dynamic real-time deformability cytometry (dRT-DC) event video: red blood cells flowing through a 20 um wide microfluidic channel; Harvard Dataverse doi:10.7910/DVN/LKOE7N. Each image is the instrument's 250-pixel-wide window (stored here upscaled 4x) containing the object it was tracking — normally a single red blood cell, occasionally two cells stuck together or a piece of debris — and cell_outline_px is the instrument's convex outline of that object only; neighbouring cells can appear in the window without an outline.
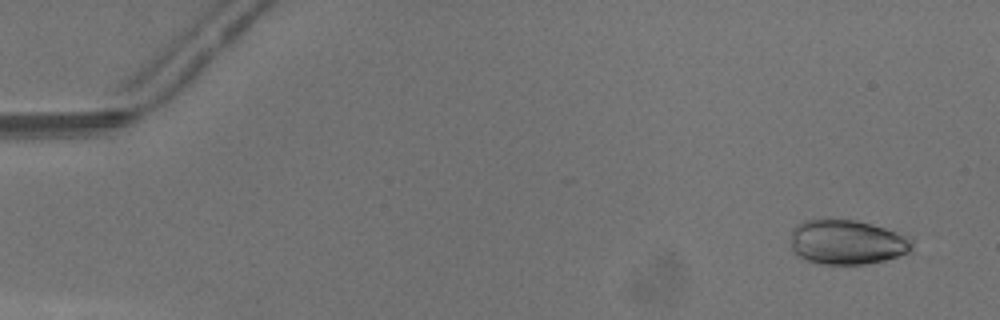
{"species": "common noctule bat (a hibernating species)", "species_latin": "Nyctalus noctula", "temperature_condition": "warm", "stored_images_in_passage": 37, "camera_frame_rate_fps": 3000, "um_per_image_px": 0.085, "animal": {"sex": "male", "body_mass_g": 13.3}, "frame": {"image": 1, "passage_image": 3, "time_ms": 0.667, "image_size_px": [1000, 320], "cell_outline_px": [[912, 248], [908, 252], [884, 260], [864, 264], [820, 264], [808, 260], [800, 256], [792, 248], [792, 228], [796, 224], [804, 220], [856, 220], [872, 224], [896, 232], [912, 240]], "centroid_in_image_um": [71.97, 20.58], "position_along_channel_um": 13.0, "area_um2": 31.1}}